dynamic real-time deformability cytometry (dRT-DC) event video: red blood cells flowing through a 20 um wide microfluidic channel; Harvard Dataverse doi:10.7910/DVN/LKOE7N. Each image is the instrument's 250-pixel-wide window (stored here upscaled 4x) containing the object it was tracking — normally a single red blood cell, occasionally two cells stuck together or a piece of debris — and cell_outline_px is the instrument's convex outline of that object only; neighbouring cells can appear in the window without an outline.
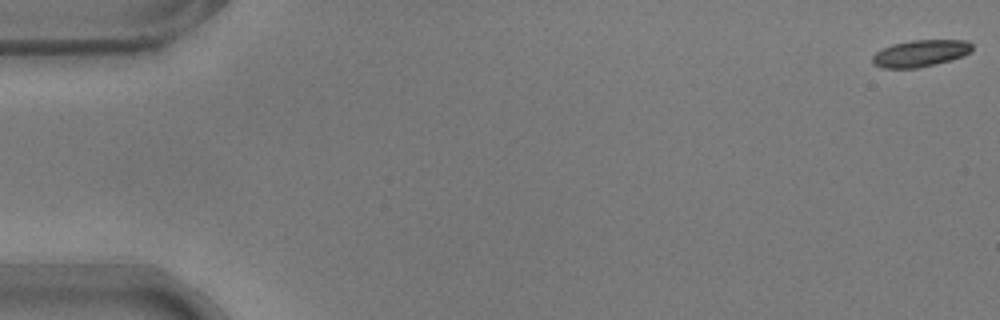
{"species": "common noctule bat (a hibernating species)", "species_latin": "Nyctalus noctula", "temperature_condition": "warm", "stored_images_in_passage": 9, "camera_frame_rate_fps": 3000, "um_per_image_px": 0.085, "animal": {"sex": "male", "body_mass_g": 17.9}, "frame": {"image": 1, "passage_image": 1, "time_ms": 0.0, "image_size_px": [1000, 320], "cell_outline_px": [[972, 52], [964, 56], [936, 64], [920, 68], [884, 68], [872, 64], [872, 56], [876, 52], [892, 44], [912, 40], [968, 40], [972, 44]], "centroid_in_image_um": [78.26, 4.53], "position_along_channel_um": 6.7, "area_um2": 15.72}}